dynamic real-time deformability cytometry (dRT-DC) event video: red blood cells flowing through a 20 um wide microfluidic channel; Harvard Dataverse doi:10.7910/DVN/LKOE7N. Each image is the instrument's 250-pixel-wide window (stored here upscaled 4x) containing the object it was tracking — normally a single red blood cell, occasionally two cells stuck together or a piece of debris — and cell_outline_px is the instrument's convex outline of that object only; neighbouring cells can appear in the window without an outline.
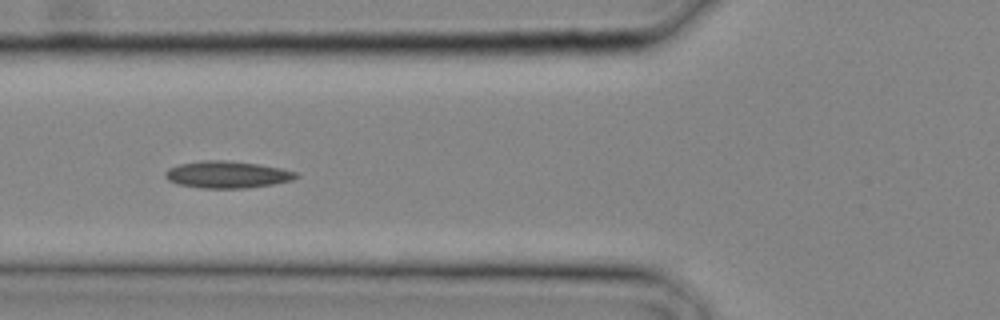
{"species": "common noctule bat (a hibernating species)", "species_latin": "Nyctalus noctula", "temperature_condition": "cold", "stored_images_in_passage": 17, "camera_frame_rate_fps": 3000, "um_per_image_px": 0.085, "animal": {"sex": "male", "body_mass_g": 20.4}, "frame": {"image": 1, "passage_image": 10, "time_ms": 3.0, "image_size_px": [1000, 320], "cell_outline_px": [[300, 176], [292, 180], [272, 184], [244, 188], [200, 188], [180, 184], [168, 180], [164, 176], [164, 172], [168, 168], [180, 164], [200, 160], [228, 160], [256, 164], [280, 168], [300, 172]], "centroid_in_image_um": [19.32, 14.83], "position_along_channel_um": 106.5, "area_um2": 20.58}}
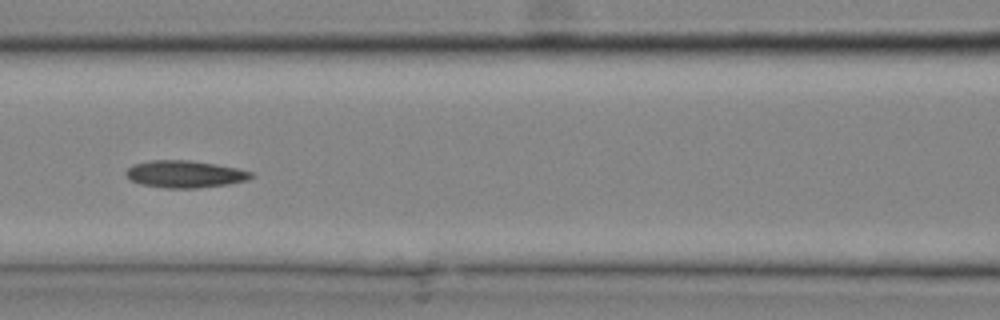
{"frame": {"image": 2, "passage_image": 12, "time_ms": 3.667, "image_size_px": [1000, 320], "cell_outline_px": [[252, 176], [248, 180], [228, 184], [196, 188], [164, 188], [140, 184], [132, 180], [124, 172], [132, 164], [152, 160], [192, 160], [216, 164], [236, 168], [252, 172]], "centroid_in_image_um": [15.7, 14.79], "position_along_channel_um": 150.9, "area_um2": 19.77}}